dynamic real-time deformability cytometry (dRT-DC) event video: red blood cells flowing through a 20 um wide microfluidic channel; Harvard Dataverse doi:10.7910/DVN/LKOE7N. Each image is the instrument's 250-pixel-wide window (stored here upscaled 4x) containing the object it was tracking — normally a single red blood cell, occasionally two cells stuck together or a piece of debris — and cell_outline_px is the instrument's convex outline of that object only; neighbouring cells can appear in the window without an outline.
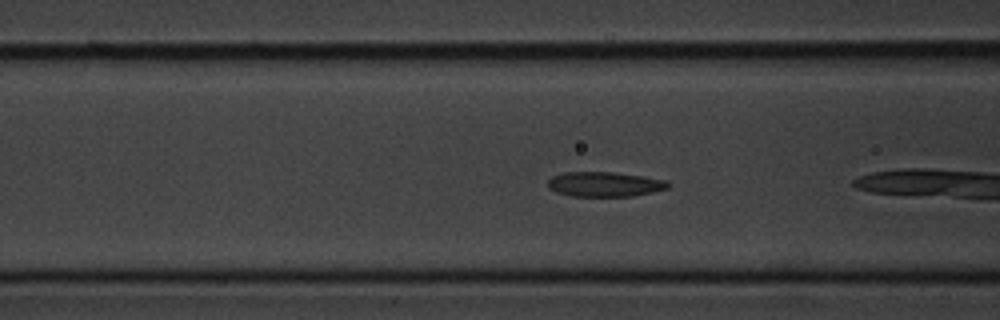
{"species": "common noctule bat (a hibernating species)", "species_latin": "Nyctalus noctula", "temperature_condition": "cold", "stored_images_in_passage": 6, "camera_frame_rate_fps": 3000, "um_per_image_px": 0.085, "animal": {"sex": "male", "body_mass_g": 20.1, "forearm_length_mm": 53.5}, "frame": {"image": 1, "passage_image": 5, "time_ms": 1.333, "image_size_px": [1000, 320], "cell_outline_px": [[668, 188], [652, 192], [632, 196], [572, 196], [556, 192], [548, 188], [548, 180], [552, 176], [564, 172], [616, 172], [644, 176], [664, 180], [668, 184]], "centroid_in_image_um": [51.35, 15.65], "position_along_channel_um": 115.2, "area_um2": 17.34}}